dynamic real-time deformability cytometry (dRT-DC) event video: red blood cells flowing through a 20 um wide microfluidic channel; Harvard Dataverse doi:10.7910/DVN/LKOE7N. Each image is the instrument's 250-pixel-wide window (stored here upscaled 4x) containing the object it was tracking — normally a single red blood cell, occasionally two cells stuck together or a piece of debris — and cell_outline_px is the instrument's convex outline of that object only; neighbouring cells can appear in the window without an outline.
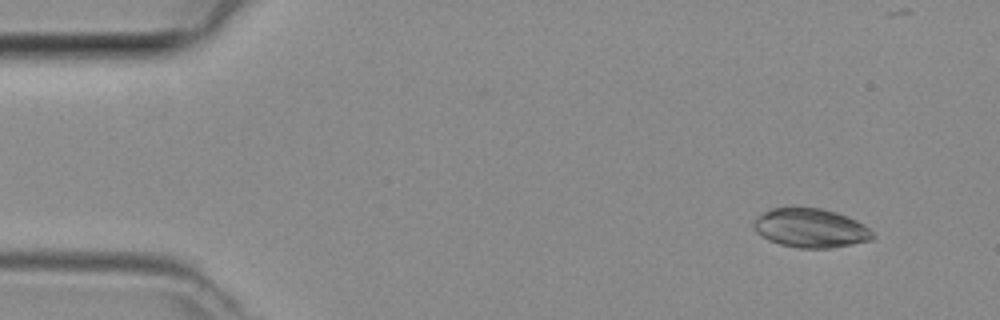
{"species": "common noctule bat (a hibernating species)", "species_latin": "Nyctalus noctula", "temperature_condition": "room temperature", "stored_images_in_passage": 3, "camera_frame_rate_fps": 3000, "um_per_image_px": 0.085, "animal": {"sex": "female", "body_mass_g": 29.2, "forearm_length_mm": 56.3}, "frame": {"image": 1, "passage_image": 1, "time_ms": 0.0, "image_size_px": [1000, 320], "cell_outline_px": [[876, 236], [872, 240], [852, 244], [828, 248], [796, 248], [780, 244], [768, 240], [760, 236], [752, 228], [752, 220], [756, 216], [768, 208], [820, 208], [836, 212], [848, 216], [864, 224]], "centroid_in_image_um": [68.85, 19.38], "position_along_channel_um": 16.2, "area_um2": 27.4}}